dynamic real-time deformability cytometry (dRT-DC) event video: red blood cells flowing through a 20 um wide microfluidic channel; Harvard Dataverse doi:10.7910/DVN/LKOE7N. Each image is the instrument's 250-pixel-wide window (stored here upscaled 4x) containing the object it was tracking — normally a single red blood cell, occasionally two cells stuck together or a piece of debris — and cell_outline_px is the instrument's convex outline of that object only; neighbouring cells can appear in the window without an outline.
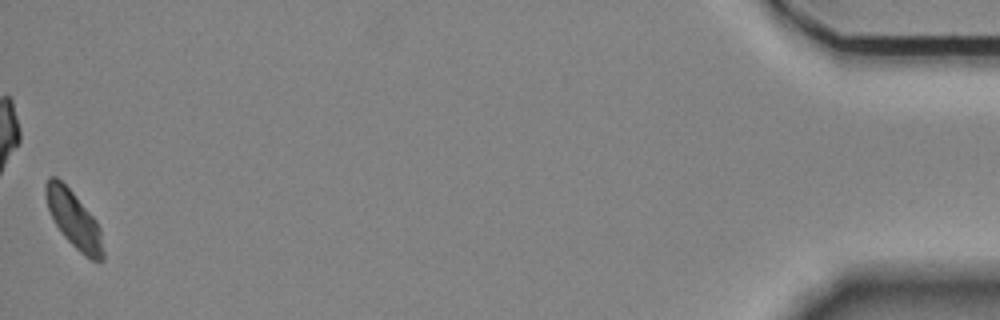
{"species": "Egyptian fruit bat (a non-hibernating species)", "species_latin": "Rousettus aegyptiacus", "temperature_condition": "room temperature", "stored_images_in_passage": 56, "camera_frame_rate_fps": 3000, "um_per_image_px": 0.085, "animal": {"sex": "female"}, "frame": {"image": 1, "passage_image": 56, "time_ms": 18.333, "image_size_px": [1000, 320], "cell_outline_px": [[104, 260], [92, 260], [84, 256], [60, 232], [48, 208], [44, 196], [44, 184], [48, 176], [56, 176], [72, 192], [96, 220], [100, 228], [104, 252]], "centroid_in_image_um": [6.26, 18.64], "position_along_channel_um": 428.9, "area_um2": 18.9}, "authors_computed_cell_mechanics": {"area_um2": 20.0277, "velocity_mm_per_s": 3.5132, "shape_relaxation_time_tau1_ms": 9.8866, "shape_relaxation_time_tau2_ms": null, "deformation_change_tau1": 0.1286, "deformation_change_tau2": null}}